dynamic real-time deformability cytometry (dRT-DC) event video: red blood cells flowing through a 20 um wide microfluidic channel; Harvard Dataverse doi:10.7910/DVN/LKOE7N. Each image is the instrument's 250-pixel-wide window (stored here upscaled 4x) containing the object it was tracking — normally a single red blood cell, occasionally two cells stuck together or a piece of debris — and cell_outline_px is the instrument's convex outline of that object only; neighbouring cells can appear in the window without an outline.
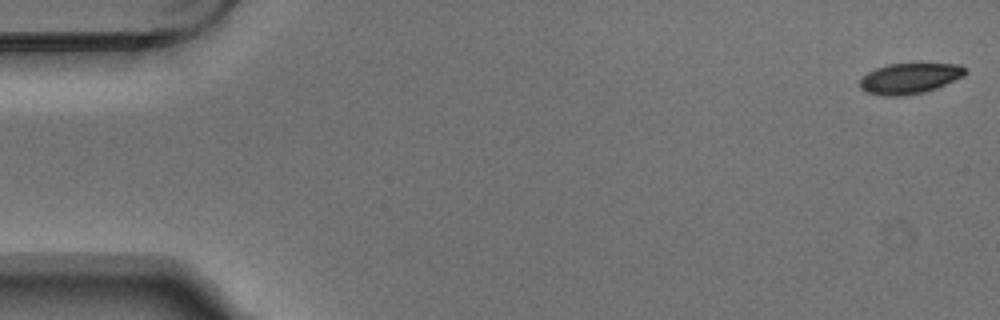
{"species": "Egyptian fruit bat (a non-hibernating species)", "species_latin": "Rousettus aegyptiacus", "temperature_condition": "warm", "stored_images_in_passage": 4, "camera_frame_rate_fps": 3000, "um_per_image_px": 0.085, "animal": {"sex": "male"}, "frame": {"image": 1, "passage_image": 1, "time_ms": 0.0, "image_size_px": [1000, 320], "cell_outline_px": [[968, 72], [964, 76], [936, 88], [924, 92], [900, 96], [884, 96], [868, 92], [860, 88], [860, 80], [868, 72], [876, 68], [888, 64], [920, 60], [960, 64]], "centroid_in_image_um": [77.39, 6.59], "position_along_channel_um": 7.6, "area_um2": 19.65}}
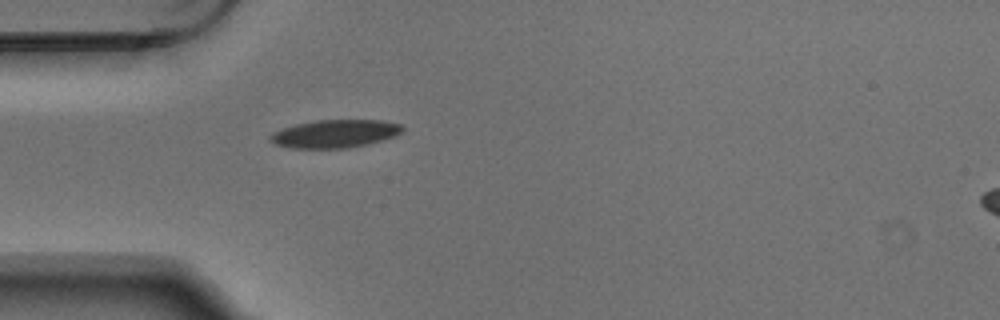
{"frame": {"image": 2, "passage_image": 4, "time_ms": 1.0, "image_size_px": [1000, 320], "cell_outline_px": [[404, 128], [400, 132], [392, 136], [380, 140], [348, 148], [288, 148], [276, 144], [268, 136], [284, 128], [296, 124], [316, 120], [380, 120], [400, 124]], "centroid_in_image_um": [28.45, 11.36], "position_along_channel_um": 56.6, "area_um2": 21.1}}